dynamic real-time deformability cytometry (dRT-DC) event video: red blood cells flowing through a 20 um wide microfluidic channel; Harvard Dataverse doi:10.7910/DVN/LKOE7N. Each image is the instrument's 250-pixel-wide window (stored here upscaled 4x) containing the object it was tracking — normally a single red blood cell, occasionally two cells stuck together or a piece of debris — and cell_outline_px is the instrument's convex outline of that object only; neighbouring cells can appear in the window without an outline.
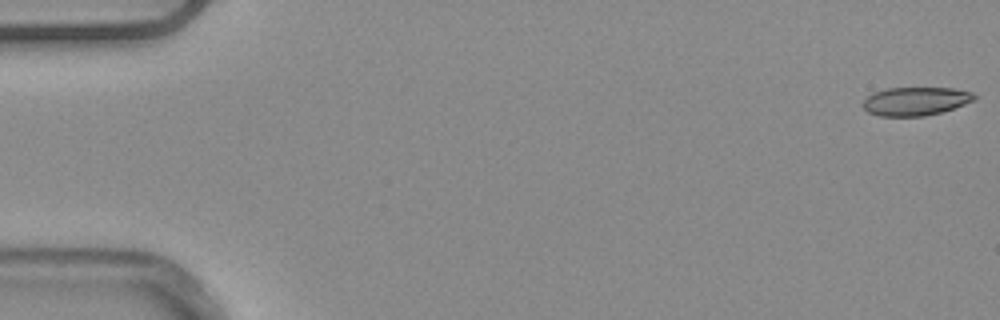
{"species": "common noctule bat (a hibernating species)", "species_latin": "Nyctalus noctula", "temperature_condition": "warm", "stored_images_in_passage": 53, "camera_frame_rate_fps": 3000, "um_per_image_px": 0.085, "animal": {"sex": "male", "body_mass_g": 20.4}, "frame": {"image": 1, "passage_image": 1, "time_ms": 0.0, "image_size_px": [1000, 320], "cell_outline_px": [[976, 100], [940, 112], [924, 116], [880, 116], [868, 112], [864, 108], [864, 100], [872, 92], [888, 88], [952, 88], [972, 92], [976, 96]], "centroid_in_image_um": [77.82, 8.6], "position_along_channel_um": 7.2, "area_um2": 18.32}}
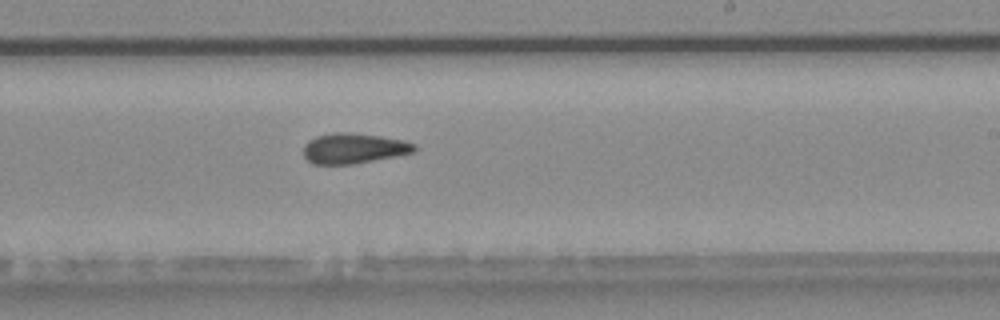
{"frame": {"image": 2, "passage_image": 32, "time_ms": 10.333, "image_size_px": [1000, 320], "cell_outline_px": [[416, 152], [352, 164], [312, 164], [304, 156], [304, 144], [308, 140], [316, 136], [332, 132], [348, 132], [380, 136], [404, 140], [416, 144]], "centroid_in_image_um": [30.06, 12.6], "position_along_channel_um": 258.9, "area_um2": 19.65}}
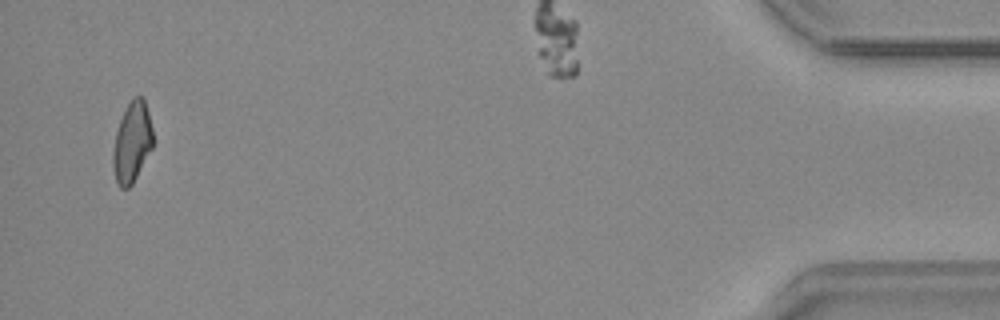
{"frame": {"image": 3, "passage_image": 51, "time_ms": 16.667, "image_size_px": [1000, 320], "cell_outline_px": [[152, 148], [132, 184], [128, 188], [120, 188], [116, 180], [112, 168], [112, 152], [116, 132], [120, 120], [132, 96], [140, 96], [144, 100], [148, 112], [152, 128]], "centroid_in_image_um": [11.2, 12.1], "position_along_channel_um": 424.0, "area_um2": 18.55}, "authors_computed_cell_mechanics": {"area_um2": 19.4208, "velocity_mm_per_s": 3.9026, "shape_relaxation_time_tau1_ms": null, "shape_relaxation_time_tau2_ms": 5.4591, "deformation_change_tau1": null, "deformation_change_tau2": 0.1325}}